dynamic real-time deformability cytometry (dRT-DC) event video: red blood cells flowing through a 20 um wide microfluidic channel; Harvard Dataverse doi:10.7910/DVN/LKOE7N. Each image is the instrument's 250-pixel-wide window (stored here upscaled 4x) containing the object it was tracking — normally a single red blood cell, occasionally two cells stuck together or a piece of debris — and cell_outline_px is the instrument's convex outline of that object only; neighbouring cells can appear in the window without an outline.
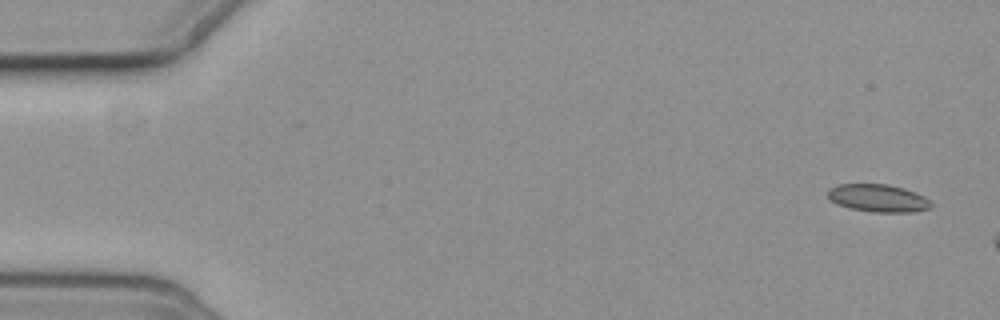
{"species": "common noctule bat (a hibernating species)", "species_latin": "Nyctalus noctula", "temperature_condition": "cold", "stored_images_in_passage": 3, "camera_frame_rate_fps": 3000, "um_per_image_px": 0.085, "animal": {"sex": "female", "body_mass_g": 19.3, "forearm_length_mm": 54.1}, "frame": {"image": 1, "passage_image": 1, "time_ms": 0.0, "image_size_px": [1000, 320], "cell_outline_px": [[932, 208], [912, 212], [872, 212], [852, 208], [836, 204], [828, 200], [828, 188], [840, 184], [888, 184], [904, 188], [916, 192], [924, 196], [932, 204]], "centroid_in_image_um": [74.63, 16.84], "position_along_channel_um": 10.4, "area_um2": 16.76}}